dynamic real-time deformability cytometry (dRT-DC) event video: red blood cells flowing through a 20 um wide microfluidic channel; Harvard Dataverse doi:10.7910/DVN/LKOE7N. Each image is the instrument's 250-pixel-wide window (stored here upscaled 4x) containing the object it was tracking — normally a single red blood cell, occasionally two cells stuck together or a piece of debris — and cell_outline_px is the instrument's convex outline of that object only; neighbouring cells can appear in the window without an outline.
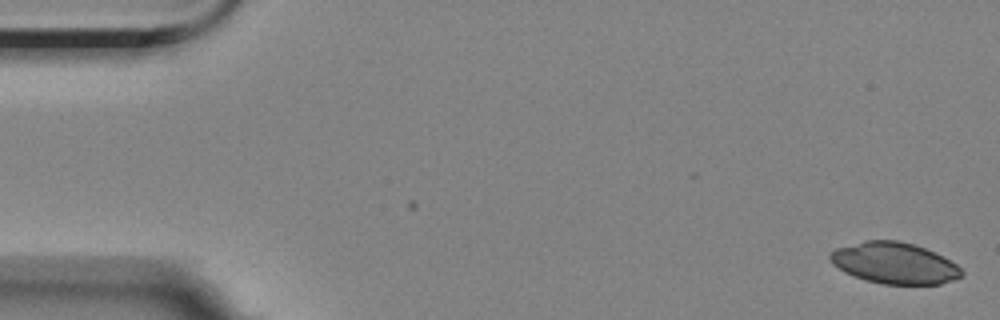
{"species": "Egyptian fruit bat (a non-hibernating species)", "species_latin": "Rousettus aegyptiacus", "temperature_condition": "room temperature", "stored_images_in_passage": 5, "camera_frame_rate_fps": 3000, "um_per_image_px": 0.085, "animal": {"sex": "female"}, "frame": {"image": 1, "passage_image": 1, "time_ms": 0.0, "image_size_px": [1000, 320], "cell_outline_px": [[964, 276], [940, 284], [884, 284], [864, 280], [852, 276], [844, 272], [832, 264], [828, 256], [836, 248], [864, 240], [896, 240], [912, 244], [936, 252], [956, 264], [964, 272]], "centroid_in_image_um": [76.01, 22.37], "position_along_channel_um": 9.0, "area_um2": 31.73}}